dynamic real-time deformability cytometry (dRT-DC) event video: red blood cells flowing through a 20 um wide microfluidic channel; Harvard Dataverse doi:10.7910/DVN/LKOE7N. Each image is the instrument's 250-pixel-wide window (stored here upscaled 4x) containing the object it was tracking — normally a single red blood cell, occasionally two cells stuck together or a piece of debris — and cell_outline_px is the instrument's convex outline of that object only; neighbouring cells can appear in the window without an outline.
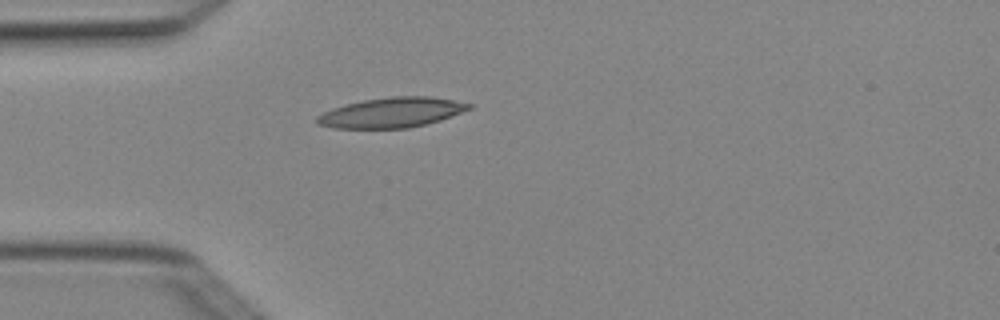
{"species": "Egyptian fruit bat (a non-hibernating species)", "species_latin": "Rousettus aegyptiacus", "temperature_condition": "cold", "stored_images_in_passage": 3, "camera_frame_rate_fps": 3000, "um_per_image_px": 0.085, "animal": {"sex": "female"}, "frame": {"image": 1, "passage_image": 3, "time_ms": 0.667, "image_size_px": [1000, 320], "cell_outline_px": [[472, 108], [440, 120], [408, 128], [332, 128], [316, 124], [316, 116], [332, 108], [344, 104], [364, 100], [392, 96], [428, 96], [452, 100], [472, 104]], "centroid_in_image_um": [33.24, 9.56], "position_along_channel_um": 51.8, "area_um2": 26.47}}